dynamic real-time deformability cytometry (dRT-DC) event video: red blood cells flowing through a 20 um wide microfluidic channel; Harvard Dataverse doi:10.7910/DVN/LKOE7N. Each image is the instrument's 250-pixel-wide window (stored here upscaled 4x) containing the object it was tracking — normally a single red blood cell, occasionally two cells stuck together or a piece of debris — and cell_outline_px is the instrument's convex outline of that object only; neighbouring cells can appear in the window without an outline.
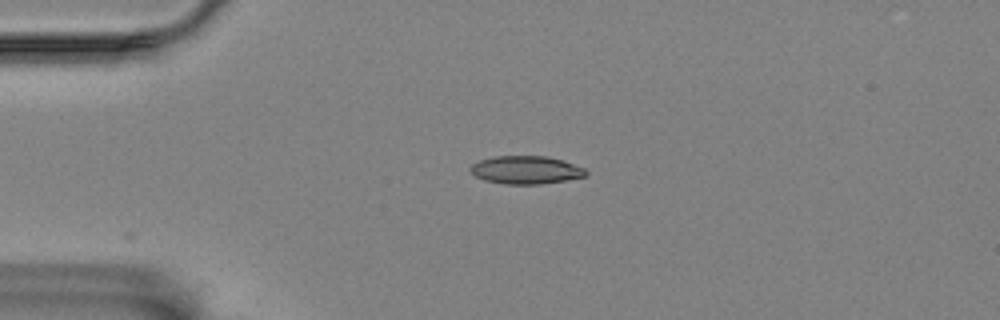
{"species": "Egyptian fruit bat (a non-hibernating species)", "species_latin": "Rousettus aegyptiacus", "temperature_condition": "room temperature", "stored_images_in_passage": 34, "camera_frame_rate_fps": 3000, "um_per_image_px": 0.085, "animal": {"sex": "female"}, "frame": {"image": 1, "passage_image": 1, "time_ms": 0.0, "image_size_px": [1000, 320], "cell_outline_px": [[588, 172], [584, 176], [564, 180], [540, 184], [504, 184], [484, 180], [476, 176], [468, 168], [472, 164], [480, 160], [492, 156], [548, 156], [584, 168]], "centroid_in_image_um": [44.65, 14.44], "position_along_channel_um": 40.3, "area_um2": 18.67}}
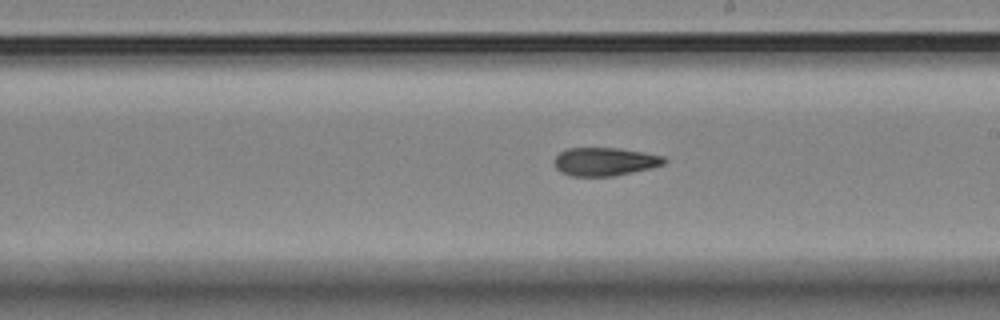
{"frame": {"image": 2, "passage_image": 20, "time_ms": 6.333, "image_size_px": [1000, 320], "cell_outline_px": [[668, 160], [664, 164], [652, 168], [612, 176], [572, 176], [560, 172], [556, 168], [556, 156], [560, 152], [568, 148], [620, 148], [664, 156]], "centroid_in_image_um": [51.44, 13.74], "position_along_channel_um": 237.6, "area_um2": 18.03}}
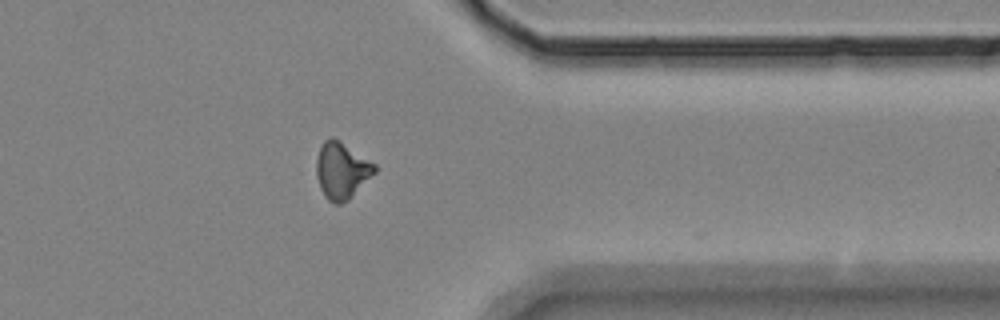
{"frame": {"image": 3, "passage_image": 33, "time_ms": 10.667, "image_size_px": [1000, 320], "cell_outline_px": [[376, 172], [348, 200], [340, 204], [336, 204], [328, 200], [324, 196], [320, 188], [316, 176], [316, 160], [320, 148], [324, 140], [332, 136], [376, 164]], "centroid_in_image_um": [29.03, 14.5], "position_along_channel_um": 382.4, "area_um2": 19.13}}